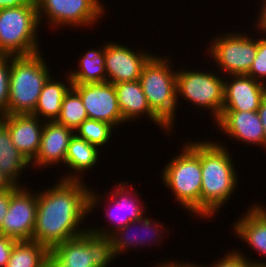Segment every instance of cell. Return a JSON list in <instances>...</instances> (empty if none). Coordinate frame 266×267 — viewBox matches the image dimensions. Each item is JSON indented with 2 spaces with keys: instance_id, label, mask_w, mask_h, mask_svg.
I'll return each instance as SVG.
<instances>
[{
  "instance_id": "23",
  "label": "cell",
  "mask_w": 266,
  "mask_h": 267,
  "mask_svg": "<svg viewBox=\"0 0 266 267\" xmlns=\"http://www.w3.org/2000/svg\"><path fill=\"white\" fill-rule=\"evenodd\" d=\"M65 82L58 81L50 76L43 85L37 105L32 115L42 118L43 121H56L60 115L62 101L65 94L72 87L69 74H66ZM67 78V79H66ZM67 80V82H66ZM67 83V84H66Z\"/></svg>"
},
{
  "instance_id": "9",
  "label": "cell",
  "mask_w": 266,
  "mask_h": 267,
  "mask_svg": "<svg viewBox=\"0 0 266 267\" xmlns=\"http://www.w3.org/2000/svg\"><path fill=\"white\" fill-rule=\"evenodd\" d=\"M211 71L177 69V105L182 98L198 108L210 110L213 121L221 116L224 105V79ZM219 75V76H218ZM180 96V98H179Z\"/></svg>"
},
{
  "instance_id": "24",
  "label": "cell",
  "mask_w": 266,
  "mask_h": 267,
  "mask_svg": "<svg viewBox=\"0 0 266 267\" xmlns=\"http://www.w3.org/2000/svg\"><path fill=\"white\" fill-rule=\"evenodd\" d=\"M31 163L16 148L8 128L0 121V171L15 186L23 187L19 181Z\"/></svg>"
},
{
  "instance_id": "27",
  "label": "cell",
  "mask_w": 266,
  "mask_h": 267,
  "mask_svg": "<svg viewBox=\"0 0 266 267\" xmlns=\"http://www.w3.org/2000/svg\"><path fill=\"white\" fill-rule=\"evenodd\" d=\"M86 119L88 115L82 99L71 87L63 98L60 115L56 122L75 131Z\"/></svg>"
},
{
  "instance_id": "8",
  "label": "cell",
  "mask_w": 266,
  "mask_h": 267,
  "mask_svg": "<svg viewBox=\"0 0 266 267\" xmlns=\"http://www.w3.org/2000/svg\"><path fill=\"white\" fill-rule=\"evenodd\" d=\"M132 186L133 184H129L128 181H120L119 183L117 182L115 187H112L114 190L111 188V191H105V195L101 194V196L99 193H95L97 190L93 188L90 189L89 214H93V209L101 207L98 205L102 204L100 202L103 200H106L105 202L108 201L109 205L112 203V206H109L110 211L106 210L105 213L107 220L109 219V221H107L108 226H102L103 228L100 226H89V230L91 232L110 237L113 233L119 229H122L128 223L135 220H140L145 215L144 212L147 213L145 211L147 209L145 206L147 205L142 202V199L139 201V197L141 198L142 196H140V193L136 191L137 189L135 187H133L134 189L132 190ZM128 187L131 188V190ZM137 195H139V197Z\"/></svg>"
},
{
  "instance_id": "6",
  "label": "cell",
  "mask_w": 266,
  "mask_h": 267,
  "mask_svg": "<svg viewBox=\"0 0 266 267\" xmlns=\"http://www.w3.org/2000/svg\"><path fill=\"white\" fill-rule=\"evenodd\" d=\"M39 28L37 3L0 9V56L40 52Z\"/></svg>"
},
{
  "instance_id": "20",
  "label": "cell",
  "mask_w": 266,
  "mask_h": 267,
  "mask_svg": "<svg viewBox=\"0 0 266 267\" xmlns=\"http://www.w3.org/2000/svg\"><path fill=\"white\" fill-rule=\"evenodd\" d=\"M148 217L145 213V215L140 220H135L128 223L125 227L117 230L110 236L112 240L113 252L116 258L123 255L124 252L129 251V249L131 251L133 248L137 249V247H140L142 245L144 246V244L148 245V242L150 246L154 242H157V245H160L158 243L163 239V237H165V232H163L166 231L165 226L163 225V223L161 224L159 221H155V219L150 220V216ZM136 227H139L141 230H138L139 228ZM133 228L142 232L139 234H143L145 236H141L138 233H131V231L133 232ZM149 235L152 237H150Z\"/></svg>"
},
{
  "instance_id": "35",
  "label": "cell",
  "mask_w": 266,
  "mask_h": 267,
  "mask_svg": "<svg viewBox=\"0 0 266 267\" xmlns=\"http://www.w3.org/2000/svg\"><path fill=\"white\" fill-rule=\"evenodd\" d=\"M156 266L157 267H206L204 265V263H203V265H201V264L198 265V263H196V262L193 263V261L191 263L189 261H188V263L187 262L182 263L181 261L176 262L174 260H172V261L164 260V261H161L160 263L156 264Z\"/></svg>"
},
{
  "instance_id": "13",
  "label": "cell",
  "mask_w": 266,
  "mask_h": 267,
  "mask_svg": "<svg viewBox=\"0 0 266 267\" xmlns=\"http://www.w3.org/2000/svg\"><path fill=\"white\" fill-rule=\"evenodd\" d=\"M72 88L80 95L88 119L109 123L115 129L120 124H126L118 105L114 84L109 82L72 84Z\"/></svg>"
},
{
  "instance_id": "17",
  "label": "cell",
  "mask_w": 266,
  "mask_h": 267,
  "mask_svg": "<svg viewBox=\"0 0 266 267\" xmlns=\"http://www.w3.org/2000/svg\"><path fill=\"white\" fill-rule=\"evenodd\" d=\"M0 121L8 128L13 144L31 163L39 152L45 121L32 114L5 115Z\"/></svg>"
},
{
  "instance_id": "12",
  "label": "cell",
  "mask_w": 266,
  "mask_h": 267,
  "mask_svg": "<svg viewBox=\"0 0 266 267\" xmlns=\"http://www.w3.org/2000/svg\"><path fill=\"white\" fill-rule=\"evenodd\" d=\"M13 185L9 209L1 225V234L17 241H31L37 212V191Z\"/></svg>"
},
{
  "instance_id": "29",
  "label": "cell",
  "mask_w": 266,
  "mask_h": 267,
  "mask_svg": "<svg viewBox=\"0 0 266 267\" xmlns=\"http://www.w3.org/2000/svg\"><path fill=\"white\" fill-rule=\"evenodd\" d=\"M11 56H0V118L7 115Z\"/></svg>"
},
{
  "instance_id": "11",
  "label": "cell",
  "mask_w": 266,
  "mask_h": 267,
  "mask_svg": "<svg viewBox=\"0 0 266 267\" xmlns=\"http://www.w3.org/2000/svg\"><path fill=\"white\" fill-rule=\"evenodd\" d=\"M36 3L41 28L46 19L52 29L64 26L88 29L103 18V14L106 16V7L100 0H36Z\"/></svg>"
},
{
  "instance_id": "5",
  "label": "cell",
  "mask_w": 266,
  "mask_h": 267,
  "mask_svg": "<svg viewBox=\"0 0 266 267\" xmlns=\"http://www.w3.org/2000/svg\"><path fill=\"white\" fill-rule=\"evenodd\" d=\"M155 55L144 65L139 81L151 110L171 130L176 129L177 69L173 70L171 57Z\"/></svg>"
},
{
  "instance_id": "32",
  "label": "cell",
  "mask_w": 266,
  "mask_h": 267,
  "mask_svg": "<svg viewBox=\"0 0 266 267\" xmlns=\"http://www.w3.org/2000/svg\"><path fill=\"white\" fill-rule=\"evenodd\" d=\"M16 242L17 240L0 234V267H6Z\"/></svg>"
},
{
  "instance_id": "26",
  "label": "cell",
  "mask_w": 266,
  "mask_h": 267,
  "mask_svg": "<svg viewBox=\"0 0 266 267\" xmlns=\"http://www.w3.org/2000/svg\"><path fill=\"white\" fill-rule=\"evenodd\" d=\"M49 248L36 241H17L6 267H47Z\"/></svg>"
},
{
  "instance_id": "1",
  "label": "cell",
  "mask_w": 266,
  "mask_h": 267,
  "mask_svg": "<svg viewBox=\"0 0 266 267\" xmlns=\"http://www.w3.org/2000/svg\"><path fill=\"white\" fill-rule=\"evenodd\" d=\"M57 180L49 189L37 190V212L32 240L49 249L78 237L89 229L88 225L87 228H82L83 225L80 224L89 215L91 188L83 180Z\"/></svg>"
},
{
  "instance_id": "28",
  "label": "cell",
  "mask_w": 266,
  "mask_h": 267,
  "mask_svg": "<svg viewBox=\"0 0 266 267\" xmlns=\"http://www.w3.org/2000/svg\"><path fill=\"white\" fill-rule=\"evenodd\" d=\"M112 130L115 131V128L109 123L86 119L75 130V134L99 149L101 147L103 150V146H106L112 138Z\"/></svg>"
},
{
  "instance_id": "3",
  "label": "cell",
  "mask_w": 266,
  "mask_h": 267,
  "mask_svg": "<svg viewBox=\"0 0 266 267\" xmlns=\"http://www.w3.org/2000/svg\"><path fill=\"white\" fill-rule=\"evenodd\" d=\"M181 147L162 168L160 179L183 209L201 217V140H190Z\"/></svg>"
},
{
  "instance_id": "4",
  "label": "cell",
  "mask_w": 266,
  "mask_h": 267,
  "mask_svg": "<svg viewBox=\"0 0 266 267\" xmlns=\"http://www.w3.org/2000/svg\"><path fill=\"white\" fill-rule=\"evenodd\" d=\"M41 52L11 56L7 115L32 114L43 85L51 76Z\"/></svg>"
},
{
  "instance_id": "14",
  "label": "cell",
  "mask_w": 266,
  "mask_h": 267,
  "mask_svg": "<svg viewBox=\"0 0 266 267\" xmlns=\"http://www.w3.org/2000/svg\"><path fill=\"white\" fill-rule=\"evenodd\" d=\"M105 43L107 82L112 84L139 80L144 65L154 55L144 49L132 50L123 43Z\"/></svg>"
},
{
  "instance_id": "10",
  "label": "cell",
  "mask_w": 266,
  "mask_h": 267,
  "mask_svg": "<svg viewBox=\"0 0 266 267\" xmlns=\"http://www.w3.org/2000/svg\"><path fill=\"white\" fill-rule=\"evenodd\" d=\"M229 32L210 40L207 52L224 76L248 74L257 52V37L249 33ZM250 36H249V35ZM213 43H212V42ZM211 54V55H210Z\"/></svg>"
},
{
  "instance_id": "15",
  "label": "cell",
  "mask_w": 266,
  "mask_h": 267,
  "mask_svg": "<svg viewBox=\"0 0 266 267\" xmlns=\"http://www.w3.org/2000/svg\"><path fill=\"white\" fill-rule=\"evenodd\" d=\"M224 78V105L222 111H257L266 97V85L247 74ZM230 81V82H229Z\"/></svg>"
},
{
  "instance_id": "30",
  "label": "cell",
  "mask_w": 266,
  "mask_h": 267,
  "mask_svg": "<svg viewBox=\"0 0 266 267\" xmlns=\"http://www.w3.org/2000/svg\"><path fill=\"white\" fill-rule=\"evenodd\" d=\"M266 85V36L257 38V52L248 74Z\"/></svg>"
},
{
  "instance_id": "21",
  "label": "cell",
  "mask_w": 266,
  "mask_h": 267,
  "mask_svg": "<svg viewBox=\"0 0 266 267\" xmlns=\"http://www.w3.org/2000/svg\"><path fill=\"white\" fill-rule=\"evenodd\" d=\"M118 105L125 122L138 120L145 115L153 124H156L166 134L173 133L150 108L139 80L114 84Z\"/></svg>"
},
{
  "instance_id": "34",
  "label": "cell",
  "mask_w": 266,
  "mask_h": 267,
  "mask_svg": "<svg viewBox=\"0 0 266 267\" xmlns=\"http://www.w3.org/2000/svg\"><path fill=\"white\" fill-rule=\"evenodd\" d=\"M9 203H10V189L0 192V234H1V225L9 209Z\"/></svg>"
},
{
  "instance_id": "16",
  "label": "cell",
  "mask_w": 266,
  "mask_h": 267,
  "mask_svg": "<svg viewBox=\"0 0 266 267\" xmlns=\"http://www.w3.org/2000/svg\"><path fill=\"white\" fill-rule=\"evenodd\" d=\"M214 124L231 140L266 149L265 132L257 111H222Z\"/></svg>"
},
{
  "instance_id": "36",
  "label": "cell",
  "mask_w": 266,
  "mask_h": 267,
  "mask_svg": "<svg viewBox=\"0 0 266 267\" xmlns=\"http://www.w3.org/2000/svg\"><path fill=\"white\" fill-rule=\"evenodd\" d=\"M30 3H36V0H0V9L18 7Z\"/></svg>"
},
{
  "instance_id": "31",
  "label": "cell",
  "mask_w": 266,
  "mask_h": 267,
  "mask_svg": "<svg viewBox=\"0 0 266 267\" xmlns=\"http://www.w3.org/2000/svg\"><path fill=\"white\" fill-rule=\"evenodd\" d=\"M245 253L241 250H231L229 253L219 259H215V262H211L206 267H256L252 262L249 261Z\"/></svg>"
},
{
  "instance_id": "38",
  "label": "cell",
  "mask_w": 266,
  "mask_h": 267,
  "mask_svg": "<svg viewBox=\"0 0 266 267\" xmlns=\"http://www.w3.org/2000/svg\"><path fill=\"white\" fill-rule=\"evenodd\" d=\"M13 186V184L2 174L0 171V192L8 190Z\"/></svg>"
},
{
  "instance_id": "18",
  "label": "cell",
  "mask_w": 266,
  "mask_h": 267,
  "mask_svg": "<svg viewBox=\"0 0 266 267\" xmlns=\"http://www.w3.org/2000/svg\"><path fill=\"white\" fill-rule=\"evenodd\" d=\"M248 210V211H247ZM245 210L244 215L233 223V234L246 243L253 251L266 257V207L256 203ZM247 211V212H246ZM256 267H266V261L249 258ZM253 259V260H252ZM255 260V261H254Z\"/></svg>"
},
{
  "instance_id": "2",
  "label": "cell",
  "mask_w": 266,
  "mask_h": 267,
  "mask_svg": "<svg viewBox=\"0 0 266 267\" xmlns=\"http://www.w3.org/2000/svg\"><path fill=\"white\" fill-rule=\"evenodd\" d=\"M209 140L201 141V218L215 217L239 184V177L229 147ZM238 183V184H237ZM230 197V198H229Z\"/></svg>"
},
{
  "instance_id": "33",
  "label": "cell",
  "mask_w": 266,
  "mask_h": 267,
  "mask_svg": "<svg viewBox=\"0 0 266 267\" xmlns=\"http://www.w3.org/2000/svg\"><path fill=\"white\" fill-rule=\"evenodd\" d=\"M263 4L262 6L259 7V12L258 15L256 16V22L255 23V28L256 31H258V33L256 32V34L260 37L261 35H265L266 36V0H262Z\"/></svg>"
},
{
  "instance_id": "25",
  "label": "cell",
  "mask_w": 266,
  "mask_h": 267,
  "mask_svg": "<svg viewBox=\"0 0 266 267\" xmlns=\"http://www.w3.org/2000/svg\"><path fill=\"white\" fill-rule=\"evenodd\" d=\"M95 49L86 50L85 54L78 58V70L75 68L70 72L69 77L72 84H88L107 82V73L105 68V43Z\"/></svg>"
},
{
  "instance_id": "22",
  "label": "cell",
  "mask_w": 266,
  "mask_h": 267,
  "mask_svg": "<svg viewBox=\"0 0 266 267\" xmlns=\"http://www.w3.org/2000/svg\"><path fill=\"white\" fill-rule=\"evenodd\" d=\"M99 149L95 145L90 144L82 138H79L76 134L71 138L68 145L67 154L65 157V166L69 168L67 175L61 176L60 179L63 180H79L83 179V171H88L89 169H95L98 161L100 160L101 154ZM100 156V157H99ZM74 170V171H73Z\"/></svg>"
},
{
  "instance_id": "37",
  "label": "cell",
  "mask_w": 266,
  "mask_h": 267,
  "mask_svg": "<svg viewBox=\"0 0 266 267\" xmlns=\"http://www.w3.org/2000/svg\"><path fill=\"white\" fill-rule=\"evenodd\" d=\"M257 113L262 122L266 138V97L262 100L260 107L257 110Z\"/></svg>"
},
{
  "instance_id": "19",
  "label": "cell",
  "mask_w": 266,
  "mask_h": 267,
  "mask_svg": "<svg viewBox=\"0 0 266 267\" xmlns=\"http://www.w3.org/2000/svg\"><path fill=\"white\" fill-rule=\"evenodd\" d=\"M75 131L56 121H45L39 152L31 162V168H47L65 163L68 145ZM36 166V167H35ZM35 167V168H34Z\"/></svg>"
},
{
  "instance_id": "7",
  "label": "cell",
  "mask_w": 266,
  "mask_h": 267,
  "mask_svg": "<svg viewBox=\"0 0 266 267\" xmlns=\"http://www.w3.org/2000/svg\"><path fill=\"white\" fill-rule=\"evenodd\" d=\"M115 259L111 238L88 229L53 246L48 252L47 267H108Z\"/></svg>"
}]
</instances>
